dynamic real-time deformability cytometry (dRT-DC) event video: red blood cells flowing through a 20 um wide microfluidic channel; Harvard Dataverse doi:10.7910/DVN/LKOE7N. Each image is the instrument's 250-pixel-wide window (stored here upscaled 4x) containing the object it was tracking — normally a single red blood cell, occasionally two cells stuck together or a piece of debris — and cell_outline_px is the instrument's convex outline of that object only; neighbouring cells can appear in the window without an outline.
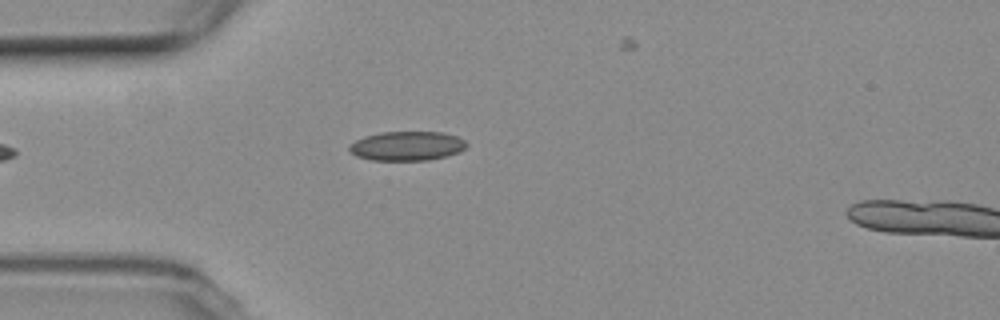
{"species": "common noctule bat (a hibernating species)", "species_latin": "Nyctalus noctula", "temperature_condition": "room temperature", "stored_images_in_passage": 4, "camera_frame_rate_fps": 3000, "um_per_image_px": 0.085, "animal": {"sex": "female", "body_mass_g": 19.3, "forearm_length_mm": 54.1}, "frame": {"image": 1, "passage_image": 2, "time_ms": 1.333, "image_size_px": [1000, 320], "cell_outline_px": [[468, 144], [460, 152], [428, 160], [372, 160], [356, 156], [348, 148], [356, 140], [364, 136], [380, 132], [440, 132], [456, 136], [464, 140]], "centroid_in_image_um": [34.59, 12.4], "position_along_channel_um": 50.4, "area_um2": 19.83}}